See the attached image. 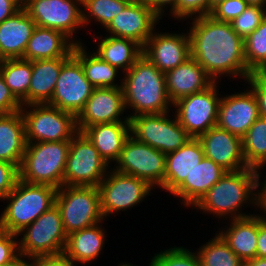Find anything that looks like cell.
Wrapping results in <instances>:
<instances>
[{
    "instance_id": "cell-26",
    "label": "cell",
    "mask_w": 266,
    "mask_h": 266,
    "mask_svg": "<svg viewBox=\"0 0 266 266\" xmlns=\"http://www.w3.org/2000/svg\"><path fill=\"white\" fill-rule=\"evenodd\" d=\"M26 144L25 121L21 111L0 115V160L20 168Z\"/></svg>"
},
{
    "instance_id": "cell-57",
    "label": "cell",
    "mask_w": 266,
    "mask_h": 266,
    "mask_svg": "<svg viewBox=\"0 0 266 266\" xmlns=\"http://www.w3.org/2000/svg\"><path fill=\"white\" fill-rule=\"evenodd\" d=\"M3 61H4V58L1 56V54H0V68H1V66H2V64H3Z\"/></svg>"
},
{
    "instance_id": "cell-24",
    "label": "cell",
    "mask_w": 266,
    "mask_h": 266,
    "mask_svg": "<svg viewBox=\"0 0 266 266\" xmlns=\"http://www.w3.org/2000/svg\"><path fill=\"white\" fill-rule=\"evenodd\" d=\"M226 173L221 166L204 157L171 194L180 197L184 206L193 207Z\"/></svg>"
},
{
    "instance_id": "cell-13",
    "label": "cell",
    "mask_w": 266,
    "mask_h": 266,
    "mask_svg": "<svg viewBox=\"0 0 266 266\" xmlns=\"http://www.w3.org/2000/svg\"><path fill=\"white\" fill-rule=\"evenodd\" d=\"M80 5L81 0H23L22 7L36 26L61 31L75 44H81L73 39L75 30L84 25Z\"/></svg>"
},
{
    "instance_id": "cell-44",
    "label": "cell",
    "mask_w": 266,
    "mask_h": 266,
    "mask_svg": "<svg viewBox=\"0 0 266 266\" xmlns=\"http://www.w3.org/2000/svg\"><path fill=\"white\" fill-rule=\"evenodd\" d=\"M22 103L13 95L0 73V115L20 111Z\"/></svg>"
},
{
    "instance_id": "cell-47",
    "label": "cell",
    "mask_w": 266,
    "mask_h": 266,
    "mask_svg": "<svg viewBox=\"0 0 266 266\" xmlns=\"http://www.w3.org/2000/svg\"><path fill=\"white\" fill-rule=\"evenodd\" d=\"M256 257L266 258V217L259 215Z\"/></svg>"
},
{
    "instance_id": "cell-18",
    "label": "cell",
    "mask_w": 266,
    "mask_h": 266,
    "mask_svg": "<svg viewBox=\"0 0 266 266\" xmlns=\"http://www.w3.org/2000/svg\"><path fill=\"white\" fill-rule=\"evenodd\" d=\"M124 110L122 88H95L76 117L78 131L83 132L87 127L99 123L129 122L128 117L124 121L120 118Z\"/></svg>"
},
{
    "instance_id": "cell-17",
    "label": "cell",
    "mask_w": 266,
    "mask_h": 266,
    "mask_svg": "<svg viewBox=\"0 0 266 266\" xmlns=\"http://www.w3.org/2000/svg\"><path fill=\"white\" fill-rule=\"evenodd\" d=\"M259 117L258 100L250 88L221 97L216 126L242 139Z\"/></svg>"
},
{
    "instance_id": "cell-14",
    "label": "cell",
    "mask_w": 266,
    "mask_h": 266,
    "mask_svg": "<svg viewBox=\"0 0 266 266\" xmlns=\"http://www.w3.org/2000/svg\"><path fill=\"white\" fill-rule=\"evenodd\" d=\"M111 171V172H110ZM98 185L103 217L132 208L149 195L151 187L135 176L110 170Z\"/></svg>"
},
{
    "instance_id": "cell-23",
    "label": "cell",
    "mask_w": 266,
    "mask_h": 266,
    "mask_svg": "<svg viewBox=\"0 0 266 266\" xmlns=\"http://www.w3.org/2000/svg\"><path fill=\"white\" fill-rule=\"evenodd\" d=\"M36 27L22 7L0 23V54L4 59L23 58L28 41Z\"/></svg>"
},
{
    "instance_id": "cell-31",
    "label": "cell",
    "mask_w": 266,
    "mask_h": 266,
    "mask_svg": "<svg viewBox=\"0 0 266 266\" xmlns=\"http://www.w3.org/2000/svg\"><path fill=\"white\" fill-rule=\"evenodd\" d=\"M98 44L94 53L118 70L123 69L124 73L142 55V47L131 39L109 35L102 38Z\"/></svg>"
},
{
    "instance_id": "cell-10",
    "label": "cell",
    "mask_w": 266,
    "mask_h": 266,
    "mask_svg": "<svg viewBox=\"0 0 266 266\" xmlns=\"http://www.w3.org/2000/svg\"><path fill=\"white\" fill-rule=\"evenodd\" d=\"M109 167L89 138L83 132H78L70 140L64 185L98 187L109 172Z\"/></svg>"
},
{
    "instance_id": "cell-35",
    "label": "cell",
    "mask_w": 266,
    "mask_h": 266,
    "mask_svg": "<svg viewBox=\"0 0 266 266\" xmlns=\"http://www.w3.org/2000/svg\"><path fill=\"white\" fill-rule=\"evenodd\" d=\"M201 266H244L241 260L218 234L198 249Z\"/></svg>"
},
{
    "instance_id": "cell-34",
    "label": "cell",
    "mask_w": 266,
    "mask_h": 266,
    "mask_svg": "<svg viewBox=\"0 0 266 266\" xmlns=\"http://www.w3.org/2000/svg\"><path fill=\"white\" fill-rule=\"evenodd\" d=\"M242 153L248 167L263 169L266 165V119L259 117L242 138Z\"/></svg>"
},
{
    "instance_id": "cell-1",
    "label": "cell",
    "mask_w": 266,
    "mask_h": 266,
    "mask_svg": "<svg viewBox=\"0 0 266 266\" xmlns=\"http://www.w3.org/2000/svg\"><path fill=\"white\" fill-rule=\"evenodd\" d=\"M192 20L188 32L191 57L214 81L219 82L222 75L241 76L246 80L252 73L247 69L244 57V40L233 30L231 23L217 21L211 15Z\"/></svg>"
},
{
    "instance_id": "cell-41",
    "label": "cell",
    "mask_w": 266,
    "mask_h": 266,
    "mask_svg": "<svg viewBox=\"0 0 266 266\" xmlns=\"http://www.w3.org/2000/svg\"><path fill=\"white\" fill-rule=\"evenodd\" d=\"M197 14V16H196ZM209 15V0H178L176 4V18L189 19L192 16ZM187 17V18H186Z\"/></svg>"
},
{
    "instance_id": "cell-28",
    "label": "cell",
    "mask_w": 266,
    "mask_h": 266,
    "mask_svg": "<svg viewBox=\"0 0 266 266\" xmlns=\"http://www.w3.org/2000/svg\"><path fill=\"white\" fill-rule=\"evenodd\" d=\"M68 59L69 58H53L32 61L28 105L44 104L51 100L62 65Z\"/></svg>"
},
{
    "instance_id": "cell-4",
    "label": "cell",
    "mask_w": 266,
    "mask_h": 266,
    "mask_svg": "<svg viewBox=\"0 0 266 266\" xmlns=\"http://www.w3.org/2000/svg\"><path fill=\"white\" fill-rule=\"evenodd\" d=\"M57 188L20 179L3 199L9 200L0 216V229L17 235L55 205Z\"/></svg>"
},
{
    "instance_id": "cell-50",
    "label": "cell",
    "mask_w": 266,
    "mask_h": 266,
    "mask_svg": "<svg viewBox=\"0 0 266 266\" xmlns=\"http://www.w3.org/2000/svg\"><path fill=\"white\" fill-rule=\"evenodd\" d=\"M23 258V259H22ZM27 258L26 255L19 253L10 262L3 264L2 266H35V258L31 257L32 262L24 261Z\"/></svg>"
},
{
    "instance_id": "cell-56",
    "label": "cell",
    "mask_w": 266,
    "mask_h": 266,
    "mask_svg": "<svg viewBox=\"0 0 266 266\" xmlns=\"http://www.w3.org/2000/svg\"><path fill=\"white\" fill-rule=\"evenodd\" d=\"M119 266H134V265H131V264H120ZM149 266H153V263H152V261L149 263Z\"/></svg>"
},
{
    "instance_id": "cell-52",
    "label": "cell",
    "mask_w": 266,
    "mask_h": 266,
    "mask_svg": "<svg viewBox=\"0 0 266 266\" xmlns=\"http://www.w3.org/2000/svg\"><path fill=\"white\" fill-rule=\"evenodd\" d=\"M261 192H262L261 210H263L264 213H266V180L264 181V184L262 185Z\"/></svg>"
},
{
    "instance_id": "cell-48",
    "label": "cell",
    "mask_w": 266,
    "mask_h": 266,
    "mask_svg": "<svg viewBox=\"0 0 266 266\" xmlns=\"http://www.w3.org/2000/svg\"><path fill=\"white\" fill-rule=\"evenodd\" d=\"M23 0H0V23L22 8Z\"/></svg>"
},
{
    "instance_id": "cell-40",
    "label": "cell",
    "mask_w": 266,
    "mask_h": 266,
    "mask_svg": "<svg viewBox=\"0 0 266 266\" xmlns=\"http://www.w3.org/2000/svg\"><path fill=\"white\" fill-rule=\"evenodd\" d=\"M248 6L249 4L245 0H225L217 5L210 15L217 21L230 23Z\"/></svg>"
},
{
    "instance_id": "cell-38",
    "label": "cell",
    "mask_w": 266,
    "mask_h": 266,
    "mask_svg": "<svg viewBox=\"0 0 266 266\" xmlns=\"http://www.w3.org/2000/svg\"><path fill=\"white\" fill-rule=\"evenodd\" d=\"M151 261L153 266H201L197 253L183 247L163 250L155 254Z\"/></svg>"
},
{
    "instance_id": "cell-9",
    "label": "cell",
    "mask_w": 266,
    "mask_h": 266,
    "mask_svg": "<svg viewBox=\"0 0 266 266\" xmlns=\"http://www.w3.org/2000/svg\"><path fill=\"white\" fill-rule=\"evenodd\" d=\"M168 113L130 117V136L164 154L176 151L192 137L179 124L176 116L173 120L169 119Z\"/></svg>"
},
{
    "instance_id": "cell-51",
    "label": "cell",
    "mask_w": 266,
    "mask_h": 266,
    "mask_svg": "<svg viewBox=\"0 0 266 266\" xmlns=\"http://www.w3.org/2000/svg\"><path fill=\"white\" fill-rule=\"evenodd\" d=\"M244 266H266V258L255 257L244 262Z\"/></svg>"
},
{
    "instance_id": "cell-8",
    "label": "cell",
    "mask_w": 266,
    "mask_h": 266,
    "mask_svg": "<svg viewBox=\"0 0 266 266\" xmlns=\"http://www.w3.org/2000/svg\"><path fill=\"white\" fill-rule=\"evenodd\" d=\"M26 231V232H25ZM19 253L29 259L62 254L65 249V232L59 208L55 204L41 214L33 223L25 227L17 236Z\"/></svg>"
},
{
    "instance_id": "cell-33",
    "label": "cell",
    "mask_w": 266,
    "mask_h": 266,
    "mask_svg": "<svg viewBox=\"0 0 266 266\" xmlns=\"http://www.w3.org/2000/svg\"><path fill=\"white\" fill-rule=\"evenodd\" d=\"M0 73L13 95L28 105V90L32 76V61L22 58L4 59Z\"/></svg>"
},
{
    "instance_id": "cell-6",
    "label": "cell",
    "mask_w": 266,
    "mask_h": 266,
    "mask_svg": "<svg viewBox=\"0 0 266 266\" xmlns=\"http://www.w3.org/2000/svg\"><path fill=\"white\" fill-rule=\"evenodd\" d=\"M20 111L27 143L70 141L79 132L74 114L47 103L25 105Z\"/></svg>"
},
{
    "instance_id": "cell-53",
    "label": "cell",
    "mask_w": 266,
    "mask_h": 266,
    "mask_svg": "<svg viewBox=\"0 0 266 266\" xmlns=\"http://www.w3.org/2000/svg\"><path fill=\"white\" fill-rule=\"evenodd\" d=\"M249 5L266 7V0H245Z\"/></svg>"
},
{
    "instance_id": "cell-45",
    "label": "cell",
    "mask_w": 266,
    "mask_h": 266,
    "mask_svg": "<svg viewBox=\"0 0 266 266\" xmlns=\"http://www.w3.org/2000/svg\"><path fill=\"white\" fill-rule=\"evenodd\" d=\"M246 81L257 97L260 117L266 119V81L258 73H252Z\"/></svg>"
},
{
    "instance_id": "cell-29",
    "label": "cell",
    "mask_w": 266,
    "mask_h": 266,
    "mask_svg": "<svg viewBox=\"0 0 266 266\" xmlns=\"http://www.w3.org/2000/svg\"><path fill=\"white\" fill-rule=\"evenodd\" d=\"M227 230L219 235L230 249L244 262L256 257L258 237V216L250 215L243 218L230 219Z\"/></svg>"
},
{
    "instance_id": "cell-30",
    "label": "cell",
    "mask_w": 266,
    "mask_h": 266,
    "mask_svg": "<svg viewBox=\"0 0 266 266\" xmlns=\"http://www.w3.org/2000/svg\"><path fill=\"white\" fill-rule=\"evenodd\" d=\"M98 224L67 235L64 254L76 262L87 264L101 254L105 231Z\"/></svg>"
},
{
    "instance_id": "cell-54",
    "label": "cell",
    "mask_w": 266,
    "mask_h": 266,
    "mask_svg": "<svg viewBox=\"0 0 266 266\" xmlns=\"http://www.w3.org/2000/svg\"><path fill=\"white\" fill-rule=\"evenodd\" d=\"M225 0H209V15L211 11L220 3H222Z\"/></svg>"
},
{
    "instance_id": "cell-39",
    "label": "cell",
    "mask_w": 266,
    "mask_h": 266,
    "mask_svg": "<svg viewBox=\"0 0 266 266\" xmlns=\"http://www.w3.org/2000/svg\"><path fill=\"white\" fill-rule=\"evenodd\" d=\"M266 17V8L249 5L237 18L231 21L233 30L245 40Z\"/></svg>"
},
{
    "instance_id": "cell-19",
    "label": "cell",
    "mask_w": 266,
    "mask_h": 266,
    "mask_svg": "<svg viewBox=\"0 0 266 266\" xmlns=\"http://www.w3.org/2000/svg\"><path fill=\"white\" fill-rule=\"evenodd\" d=\"M142 54L165 74L191 57L189 34L153 33Z\"/></svg>"
},
{
    "instance_id": "cell-36",
    "label": "cell",
    "mask_w": 266,
    "mask_h": 266,
    "mask_svg": "<svg viewBox=\"0 0 266 266\" xmlns=\"http://www.w3.org/2000/svg\"><path fill=\"white\" fill-rule=\"evenodd\" d=\"M244 57L251 73H259L266 66V17L244 40Z\"/></svg>"
},
{
    "instance_id": "cell-11",
    "label": "cell",
    "mask_w": 266,
    "mask_h": 266,
    "mask_svg": "<svg viewBox=\"0 0 266 266\" xmlns=\"http://www.w3.org/2000/svg\"><path fill=\"white\" fill-rule=\"evenodd\" d=\"M216 83L173 103L179 124L192 138H199L217 124L221 98Z\"/></svg>"
},
{
    "instance_id": "cell-16",
    "label": "cell",
    "mask_w": 266,
    "mask_h": 266,
    "mask_svg": "<svg viewBox=\"0 0 266 266\" xmlns=\"http://www.w3.org/2000/svg\"><path fill=\"white\" fill-rule=\"evenodd\" d=\"M161 18L143 1L134 0L106 28L111 36L134 40L143 47Z\"/></svg>"
},
{
    "instance_id": "cell-46",
    "label": "cell",
    "mask_w": 266,
    "mask_h": 266,
    "mask_svg": "<svg viewBox=\"0 0 266 266\" xmlns=\"http://www.w3.org/2000/svg\"><path fill=\"white\" fill-rule=\"evenodd\" d=\"M74 263L64 253L35 258V266H75Z\"/></svg>"
},
{
    "instance_id": "cell-32",
    "label": "cell",
    "mask_w": 266,
    "mask_h": 266,
    "mask_svg": "<svg viewBox=\"0 0 266 266\" xmlns=\"http://www.w3.org/2000/svg\"><path fill=\"white\" fill-rule=\"evenodd\" d=\"M83 44H75L73 56L81 63L85 77L95 88H122L115 84L119 70L106 61L102 60L97 54H87Z\"/></svg>"
},
{
    "instance_id": "cell-20",
    "label": "cell",
    "mask_w": 266,
    "mask_h": 266,
    "mask_svg": "<svg viewBox=\"0 0 266 266\" xmlns=\"http://www.w3.org/2000/svg\"><path fill=\"white\" fill-rule=\"evenodd\" d=\"M206 158L227 172L249 168L242 153V139L217 126L210 128L199 138Z\"/></svg>"
},
{
    "instance_id": "cell-55",
    "label": "cell",
    "mask_w": 266,
    "mask_h": 266,
    "mask_svg": "<svg viewBox=\"0 0 266 266\" xmlns=\"http://www.w3.org/2000/svg\"><path fill=\"white\" fill-rule=\"evenodd\" d=\"M258 74L266 81V66Z\"/></svg>"
},
{
    "instance_id": "cell-7",
    "label": "cell",
    "mask_w": 266,
    "mask_h": 266,
    "mask_svg": "<svg viewBox=\"0 0 266 266\" xmlns=\"http://www.w3.org/2000/svg\"><path fill=\"white\" fill-rule=\"evenodd\" d=\"M59 208L66 234L102 223L100 193L93 186H65L57 190Z\"/></svg>"
},
{
    "instance_id": "cell-12",
    "label": "cell",
    "mask_w": 266,
    "mask_h": 266,
    "mask_svg": "<svg viewBox=\"0 0 266 266\" xmlns=\"http://www.w3.org/2000/svg\"><path fill=\"white\" fill-rule=\"evenodd\" d=\"M114 170L146 181L163 189L166 154L130 136L116 160Z\"/></svg>"
},
{
    "instance_id": "cell-2",
    "label": "cell",
    "mask_w": 266,
    "mask_h": 266,
    "mask_svg": "<svg viewBox=\"0 0 266 266\" xmlns=\"http://www.w3.org/2000/svg\"><path fill=\"white\" fill-rule=\"evenodd\" d=\"M260 170L246 168L240 171L227 172L216 182L194 208L217 215L218 218L230 216L231 219L250 216L240 212L243 204L251 202L261 209L262 192ZM257 191V192H256Z\"/></svg>"
},
{
    "instance_id": "cell-21",
    "label": "cell",
    "mask_w": 266,
    "mask_h": 266,
    "mask_svg": "<svg viewBox=\"0 0 266 266\" xmlns=\"http://www.w3.org/2000/svg\"><path fill=\"white\" fill-rule=\"evenodd\" d=\"M214 82V79L192 57L165 73L166 92L172 103L203 91Z\"/></svg>"
},
{
    "instance_id": "cell-43",
    "label": "cell",
    "mask_w": 266,
    "mask_h": 266,
    "mask_svg": "<svg viewBox=\"0 0 266 266\" xmlns=\"http://www.w3.org/2000/svg\"><path fill=\"white\" fill-rule=\"evenodd\" d=\"M17 237L15 234L0 229V266L10 262L19 254Z\"/></svg>"
},
{
    "instance_id": "cell-15",
    "label": "cell",
    "mask_w": 266,
    "mask_h": 266,
    "mask_svg": "<svg viewBox=\"0 0 266 266\" xmlns=\"http://www.w3.org/2000/svg\"><path fill=\"white\" fill-rule=\"evenodd\" d=\"M94 89L85 77L81 63L72 55L62 65L53 96L47 104L77 117Z\"/></svg>"
},
{
    "instance_id": "cell-27",
    "label": "cell",
    "mask_w": 266,
    "mask_h": 266,
    "mask_svg": "<svg viewBox=\"0 0 266 266\" xmlns=\"http://www.w3.org/2000/svg\"><path fill=\"white\" fill-rule=\"evenodd\" d=\"M83 133L109 164L118 159L124 143L130 137V122L99 123L87 127Z\"/></svg>"
},
{
    "instance_id": "cell-5",
    "label": "cell",
    "mask_w": 266,
    "mask_h": 266,
    "mask_svg": "<svg viewBox=\"0 0 266 266\" xmlns=\"http://www.w3.org/2000/svg\"><path fill=\"white\" fill-rule=\"evenodd\" d=\"M70 141L27 143L19 168V179L57 189L64 185V170Z\"/></svg>"
},
{
    "instance_id": "cell-37",
    "label": "cell",
    "mask_w": 266,
    "mask_h": 266,
    "mask_svg": "<svg viewBox=\"0 0 266 266\" xmlns=\"http://www.w3.org/2000/svg\"><path fill=\"white\" fill-rule=\"evenodd\" d=\"M84 26L90 22L91 18L97 20L106 29L112 22L113 18L118 15L129 3L122 0H81ZM89 11V12H88ZM86 13V14H85ZM89 13V14H88Z\"/></svg>"
},
{
    "instance_id": "cell-58",
    "label": "cell",
    "mask_w": 266,
    "mask_h": 266,
    "mask_svg": "<svg viewBox=\"0 0 266 266\" xmlns=\"http://www.w3.org/2000/svg\"><path fill=\"white\" fill-rule=\"evenodd\" d=\"M122 1H128V2L130 3V2H132V1H134V0H122Z\"/></svg>"
},
{
    "instance_id": "cell-3",
    "label": "cell",
    "mask_w": 266,
    "mask_h": 266,
    "mask_svg": "<svg viewBox=\"0 0 266 266\" xmlns=\"http://www.w3.org/2000/svg\"><path fill=\"white\" fill-rule=\"evenodd\" d=\"M124 75L122 90L125 109L135 111L128 118L169 112L168 107L173 103L166 92L165 74L143 54Z\"/></svg>"
},
{
    "instance_id": "cell-22",
    "label": "cell",
    "mask_w": 266,
    "mask_h": 266,
    "mask_svg": "<svg viewBox=\"0 0 266 266\" xmlns=\"http://www.w3.org/2000/svg\"><path fill=\"white\" fill-rule=\"evenodd\" d=\"M204 157V149L198 138H192L176 151L166 154L163 190L172 193Z\"/></svg>"
},
{
    "instance_id": "cell-49",
    "label": "cell",
    "mask_w": 266,
    "mask_h": 266,
    "mask_svg": "<svg viewBox=\"0 0 266 266\" xmlns=\"http://www.w3.org/2000/svg\"><path fill=\"white\" fill-rule=\"evenodd\" d=\"M160 18L164 14V8L169 7L170 13L176 18V4L178 0H143ZM167 5V6H166ZM172 11V12H171ZM163 13V14H162ZM162 15V16H161Z\"/></svg>"
},
{
    "instance_id": "cell-25",
    "label": "cell",
    "mask_w": 266,
    "mask_h": 266,
    "mask_svg": "<svg viewBox=\"0 0 266 266\" xmlns=\"http://www.w3.org/2000/svg\"><path fill=\"white\" fill-rule=\"evenodd\" d=\"M75 43L63 32L36 26L28 41L22 59L34 61L40 59L70 58Z\"/></svg>"
},
{
    "instance_id": "cell-42",
    "label": "cell",
    "mask_w": 266,
    "mask_h": 266,
    "mask_svg": "<svg viewBox=\"0 0 266 266\" xmlns=\"http://www.w3.org/2000/svg\"><path fill=\"white\" fill-rule=\"evenodd\" d=\"M18 179L19 168L0 160V200L4 199L14 189Z\"/></svg>"
}]
</instances>
